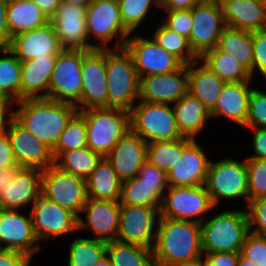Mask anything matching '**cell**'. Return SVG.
Returning a JSON list of instances; mask_svg holds the SVG:
<instances>
[{
	"mask_svg": "<svg viewBox=\"0 0 266 266\" xmlns=\"http://www.w3.org/2000/svg\"><path fill=\"white\" fill-rule=\"evenodd\" d=\"M152 253L155 266L201 261L203 252L200 223L159 218Z\"/></svg>",
	"mask_w": 266,
	"mask_h": 266,
	"instance_id": "cell-1",
	"label": "cell"
},
{
	"mask_svg": "<svg viewBox=\"0 0 266 266\" xmlns=\"http://www.w3.org/2000/svg\"><path fill=\"white\" fill-rule=\"evenodd\" d=\"M30 206L33 230L39 243L43 239L54 240L70 232L75 234L78 230V217L73 212L42 195Z\"/></svg>",
	"mask_w": 266,
	"mask_h": 266,
	"instance_id": "cell-15",
	"label": "cell"
},
{
	"mask_svg": "<svg viewBox=\"0 0 266 266\" xmlns=\"http://www.w3.org/2000/svg\"><path fill=\"white\" fill-rule=\"evenodd\" d=\"M165 11L167 12L166 18H163L161 22L170 30L189 39L193 24L191 9Z\"/></svg>",
	"mask_w": 266,
	"mask_h": 266,
	"instance_id": "cell-48",
	"label": "cell"
},
{
	"mask_svg": "<svg viewBox=\"0 0 266 266\" xmlns=\"http://www.w3.org/2000/svg\"><path fill=\"white\" fill-rule=\"evenodd\" d=\"M224 85L225 82L200 59L188 64V92L200 99L210 111Z\"/></svg>",
	"mask_w": 266,
	"mask_h": 266,
	"instance_id": "cell-30",
	"label": "cell"
},
{
	"mask_svg": "<svg viewBox=\"0 0 266 266\" xmlns=\"http://www.w3.org/2000/svg\"><path fill=\"white\" fill-rule=\"evenodd\" d=\"M249 232L266 236V197L249 201L246 206Z\"/></svg>",
	"mask_w": 266,
	"mask_h": 266,
	"instance_id": "cell-46",
	"label": "cell"
},
{
	"mask_svg": "<svg viewBox=\"0 0 266 266\" xmlns=\"http://www.w3.org/2000/svg\"><path fill=\"white\" fill-rule=\"evenodd\" d=\"M19 211L0 208V249L19 251L33 260L42 247L35 236L30 211L28 216Z\"/></svg>",
	"mask_w": 266,
	"mask_h": 266,
	"instance_id": "cell-17",
	"label": "cell"
},
{
	"mask_svg": "<svg viewBox=\"0 0 266 266\" xmlns=\"http://www.w3.org/2000/svg\"><path fill=\"white\" fill-rule=\"evenodd\" d=\"M152 37L162 48L177 57L183 64L188 65L199 59L193 52L188 38L170 30L162 22L158 23Z\"/></svg>",
	"mask_w": 266,
	"mask_h": 266,
	"instance_id": "cell-40",
	"label": "cell"
},
{
	"mask_svg": "<svg viewBox=\"0 0 266 266\" xmlns=\"http://www.w3.org/2000/svg\"><path fill=\"white\" fill-rule=\"evenodd\" d=\"M86 7L62 2L49 19L63 49L93 50L86 31Z\"/></svg>",
	"mask_w": 266,
	"mask_h": 266,
	"instance_id": "cell-20",
	"label": "cell"
},
{
	"mask_svg": "<svg viewBox=\"0 0 266 266\" xmlns=\"http://www.w3.org/2000/svg\"><path fill=\"white\" fill-rule=\"evenodd\" d=\"M107 242L95 238H75L69 244L68 266H94L106 255Z\"/></svg>",
	"mask_w": 266,
	"mask_h": 266,
	"instance_id": "cell-39",
	"label": "cell"
},
{
	"mask_svg": "<svg viewBox=\"0 0 266 266\" xmlns=\"http://www.w3.org/2000/svg\"><path fill=\"white\" fill-rule=\"evenodd\" d=\"M227 26L259 31L266 29V0H218Z\"/></svg>",
	"mask_w": 266,
	"mask_h": 266,
	"instance_id": "cell-28",
	"label": "cell"
},
{
	"mask_svg": "<svg viewBox=\"0 0 266 266\" xmlns=\"http://www.w3.org/2000/svg\"><path fill=\"white\" fill-rule=\"evenodd\" d=\"M266 127V92L252 88L249 98L248 117L245 123L247 128Z\"/></svg>",
	"mask_w": 266,
	"mask_h": 266,
	"instance_id": "cell-45",
	"label": "cell"
},
{
	"mask_svg": "<svg viewBox=\"0 0 266 266\" xmlns=\"http://www.w3.org/2000/svg\"><path fill=\"white\" fill-rule=\"evenodd\" d=\"M142 182L157 183V185H168L167 174L157 166L145 161L137 175Z\"/></svg>",
	"mask_w": 266,
	"mask_h": 266,
	"instance_id": "cell-51",
	"label": "cell"
},
{
	"mask_svg": "<svg viewBox=\"0 0 266 266\" xmlns=\"http://www.w3.org/2000/svg\"><path fill=\"white\" fill-rule=\"evenodd\" d=\"M31 261L32 259L22 252L0 249V266H31Z\"/></svg>",
	"mask_w": 266,
	"mask_h": 266,
	"instance_id": "cell-52",
	"label": "cell"
},
{
	"mask_svg": "<svg viewBox=\"0 0 266 266\" xmlns=\"http://www.w3.org/2000/svg\"><path fill=\"white\" fill-rule=\"evenodd\" d=\"M256 71L266 78V29L253 31L252 79Z\"/></svg>",
	"mask_w": 266,
	"mask_h": 266,
	"instance_id": "cell-49",
	"label": "cell"
},
{
	"mask_svg": "<svg viewBox=\"0 0 266 266\" xmlns=\"http://www.w3.org/2000/svg\"><path fill=\"white\" fill-rule=\"evenodd\" d=\"M86 182L88 198L109 201L120 200L122 180L105 157L100 160Z\"/></svg>",
	"mask_w": 266,
	"mask_h": 266,
	"instance_id": "cell-31",
	"label": "cell"
},
{
	"mask_svg": "<svg viewBox=\"0 0 266 266\" xmlns=\"http://www.w3.org/2000/svg\"><path fill=\"white\" fill-rule=\"evenodd\" d=\"M188 92V65L165 74L139 78V101L175 104Z\"/></svg>",
	"mask_w": 266,
	"mask_h": 266,
	"instance_id": "cell-19",
	"label": "cell"
},
{
	"mask_svg": "<svg viewBox=\"0 0 266 266\" xmlns=\"http://www.w3.org/2000/svg\"><path fill=\"white\" fill-rule=\"evenodd\" d=\"M217 48L231 54L252 76L253 32L226 26L220 35Z\"/></svg>",
	"mask_w": 266,
	"mask_h": 266,
	"instance_id": "cell-34",
	"label": "cell"
},
{
	"mask_svg": "<svg viewBox=\"0 0 266 266\" xmlns=\"http://www.w3.org/2000/svg\"><path fill=\"white\" fill-rule=\"evenodd\" d=\"M41 172L37 168L20 167L0 195V208L19 210L33 205L41 195Z\"/></svg>",
	"mask_w": 266,
	"mask_h": 266,
	"instance_id": "cell-25",
	"label": "cell"
},
{
	"mask_svg": "<svg viewBox=\"0 0 266 266\" xmlns=\"http://www.w3.org/2000/svg\"><path fill=\"white\" fill-rule=\"evenodd\" d=\"M215 208L205 185L192 187L169 186L160 208V218L202 223Z\"/></svg>",
	"mask_w": 266,
	"mask_h": 266,
	"instance_id": "cell-9",
	"label": "cell"
},
{
	"mask_svg": "<svg viewBox=\"0 0 266 266\" xmlns=\"http://www.w3.org/2000/svg\"><path fill=\"white\" fill-rule=\"evenodd\" d=\"M169 185L142 182L135 176L122 181L120 205L153 207L160 211L162 199Z\"/></svg>",
	"mask_w": 266,
	"mask_h": 266,
	"instance_id": "cell-32",
	"label": "cell"
},
{
	"mask_svg": "<svg viewBox=\"0 0 266 266\" xmlns=\"http://www.w3.org/2000/svg\"><path fill=\"white\" fill-rule=\"evenodd\" d=\"M85 118L87 147L105 157L130 129V112L118 108L79 111Z\"/></svg>",
	"mask_w": 266,
	"mask_h": 266,
	"instance_id": "cell-6",
	"label": "cell"
},
{
	"mask_svg": "<svg viewBox=\"0 0 266 266\" xmlns=\"http://www.w3.org/2000/svg\"><path fill=\"white\" fill-rule=\"evenodd\" d=\"M105 67L108 108L130 112L139 101V77L131 54L125 47L105 49Z\"/></svg>",
	"mask_w": 266,
	"mask_h": 266,
	"instance_id": "cell-3",
	"label": "cell"
},
{
	"mask_svg": "<svg viewBox=\"0 0 266 266\" xmlns=\"http://www.w3.org/2000/svg\"><path fill=\"white\" fill-rule=\"evenodd\" d=\"M9 0H0V49L8 48L11 35L7 26V5Z\"/></svg>",
	"mask_w": 266,
	"mask_h": 266,
	"instance_id": "cell-55",
	"label": "cell"
},
{
	"mask_svg": "<svg viewBox=\"0 0 266 266\" xmlns=\"http://www.w3.org/2000/svg\"><path fill=\"white\" fill-rule=\"evenodd\" d=\"M118 6L125 27L136 34L135 30L142 26V21L150 14V8H160L161 0H118Z\"/></svg>",
	"mask_w": 266,
	"mask_h": 266,
	"instance_id": "cell-43",
	"label": "cell"
},
{
	"mask_svg": "<svg viewBox=\"0 0 266 266\" xmlns=\"http://www.w3.org/2000/svg\"><path fill=\"white\" fill-rule=\"evenodd\" d=\"M157 218V219H156ZM160 211L153 207L120 205L118 241L153 249Z\"/></svg>",
	"mask_w": 266,
	"mask_h": 266,
	"instance_id": "cell-16",
	"label": "cell"
},
{
	"mask_svg": "<svg viewBox=\"0 0 266 266\" xmlns=\"http://www.w3.org/2000/svg\"><path fill=\"white\" fill-rule=\"evenodd\" d=\"M86 31L92 49H108L113 39V48L124 47L132 33L125 27L118 0H94L86 8ZM92 40V41H90ZM93 41H96L95 44ZM93 42V43H92Z\"/></svg>",
	"mask_w": 266,
	"mask_h": 266,
	"instance_id": "cell-5",
	"label": "cell"
},
{
	"mask_svg": "<svg viewBox=\"0 0 266 266\" xmlns=\"http://www.w3.org/2000/svg\"><path fill=\"white\" fill-rule=\"evenodd\" d=\"M102 158L101 154L85 146L63 152L54 161V165L63 172L86 180Z\"/></svg>",
	"mask_w": 266,
	"mask_h": 266,
	"instance_id": "cell-36",
	"label": "cell"
},
{
	"mask_svg": "<svg viewBox=\"0 0 266 266\" xmlns=\"http://www.w3.org/2000/svg\"><path fill=\"white\" fill-rule=\"evenodd\" d=\"M94 266H112L107 255L101 258Z\"/></svg>",
	"mask_w": 266,
	"mask_h": 266,
	"instance_id": "cell-62",
	"label": "cell"
},
{
	"mask_svg": "<svg viewBox=\"0 0 266 266\" xmlns=\"http://www.w3.org/2000/svg\"><path fill=\"white\" fill-rule=\"evenodd\" d=\"M240 252H203L204 266H238Z\"/></svg>",
	"mask_w": 266,
	"mask_h": 266,
	"instance_id": "cell-50",
	"label": "cell"
},
{
	"mask_svg": "<svg viewBox=\"0 0 266 266\" xmlns=\"http://www.w3.org/2000/svg\"><path fill=\"white\" fill-rule=\"evenodd\" d=\"M238 266H259L256 263H254L253 261L244 258L241 254L239 255V259H238Z\"/></svg>",
	"mask_w": 266,
	"mask_h": 266,
	"instance_id": "cell-61",
	"label": "cell"
},
{
	"mask_svg": "<svg viewBox=\"0 0 266 266\" xmlns=\"http://www.w3.org/2000/svg\"><path fill=\"white\" fill-rule=\"evenodd\" d=\"M251 81L225 83L216 105L210 111L211 118L225 117L226 120L245 128L248 117Z\"/></svg>",
	"mask_w": 266,
	"mask_h": 266,
	"instance_id": "cell-26",
	"label": "cell"
},
{
	"mask_svg": "<svg viewBox=\"0 0 266 266\" xmlns=\"http://www.w3.org/2000/svg\"><path fill=\"white\" fill-rule=\"evenodd\" d=\"M199 59L225 83L252 81L250 72L242 64L217 47L206 51Z\"/></svg>",
	"mask_w": 266,
	"mask_h": 266,
	"instance_id": "cell-35",
	"label": "cell"
},
{
	"mask_svg": "<svg viewBox=\"0 0 266 266\" xmlns=\"http://www.w3.org/2000/svg\"><path fill=\"white\" fill-rule=\"evenodd\" d=\"M14 103L0 96V134L5 132L10 120L13 118Z\"/></svg>",
	"mask_w": 266,
	"mask_h": 266,
	"instance_id": "cell-56",
	"label": "cell"
},
{
	"mask_svg": "<svg viewBox=\"0 0 266 266\" xmlns=\"http://www.w3.org/2000/svg\"><path fill=\"white\" fill-rule=\"evenodd\" d=\"M106 255L112 266H155L152 249L136 244L109 241Z\"/></svg>",
	"mask_w": 266,
	"mask_h": 266,
	"instance_id": "cell-37",
	"label": "cell"
},
{
	"mask_svg": "<svg viewBox=\"0 0 266 266\" xmlns=\"http://www.w3.org/2000/svg\"><path fill=\"white\" fill-rule=\"evenodd\" d=\"M210 161L197 140L184 138V151L180 160L167 173L168 185L178 187L205 185Z\"/></svg>",
	"mask_w": 266,
	"mask_h": 266,
	"instance_id": "cell-22",
	"label": "cell"
},
{
	"mask_svg": "<svg viewBox=\"0 0 266 266\" xmlns=\"http://www.w3.org/2000/svg\"><path fill=\"white\" fill-rule=\"evenodd\" d=\"M206 190L216 207L222 199L244 198L248 204V171L246 160L238 161L227 157L210 161L205 182Z\"/></svg>",
	"mask_w": 266,
	"mask_h": 266,
	"instance_id": "cell-8",
	"label": "cell"
},
{
	"mask_svg": "<svg viewBox=\"0 0 266 266\" xmlns=\"http://www.w3.org/2000/svg\"><path fill=\"white\" fill-rule=\"evenodd\" d=\"M94 0H62V2L67 4H75L84 7H88Z\"/></svg>",
	"mask_w": 266,
	"mask_h": 266,
	"instance_id": "cell-60",
	"label": "cell"
},
{
	"mask_svg": "<svg viewBox=\"0 0 266 266\" xmlns=\"http://www.w3.org/2000/svg\"><path fill=\"white\" fill-rule=\"evenodd\" d=\"M19 168L20 166H13L8 169H0V195L7 184L11 182Z\"/></svg>",
	"mask_w": 266,
	"mask_h": 266,
	"instance_id": "cell-59",
	"label": "cell"
},
{
	"mask_svg": "<svg viewBox=\"0 0 266 266\" xmlns=\"http://www.w3.org/2000/svg\"><path fill=\"white\" fill-rule=\"evenodd\" d=\"M87 126L84 116L76 112L66 124L65 130L52 150L54 161L65 151L75 150L87 146Z\"/></svg>",
	"mask_w": 266,
	"mask_h": 266,
	"instance_id": "cell-42",
	"label": "cell"
},
{
	"mask_svg": "<svg viewBox=\"0 0 266 266\" xmlns=\"http://www.w3.org/2000/svg\"><path fill=\"white\" fill-rule=\"evenodd\" d=\"M192 29L189 44L200 58L206 51L217 47L218 40L227 26L218 0H201L191 8Z\"/></svg>",
	"mask_w": 266,
	"mask_h": 266,
	"instance_id": "cell-12",
	"label": "cell"
},
{
	"mask_svg": "<svg viewBox=\"0 0 266 266\" xmlns=\"http://www.w3.org/2000/svg\"><path fill=\"white\" fill-rule=\"evenodd\" d=\"M214 215L200 224L202 252H240L249 233L246 211L227 209Z\"/></svg>",
	"mask_w": 266,
	"mask_h": 266,
	"instance_id": "cell-4",
	"label": "cell"
},
{
	"mask_svg": "<svg viewBox=\"0 0 266 266\" xmlns=\"http://www.w3.org/2000/svg\"><path fill=\"white\" fill-rule=\"evenodd\" d=\"M172 107L181 136L196 140V136L207 127V121L211 118L210 110L189 92L172 104Z\"/></svg>",
	"mask_w": 266,
	"mask_h": 266,
	"instance_id": "cell-29",
	"label": "cell"
},
{
	"mask_svg": "<svg viewBox=\"0 0 266 266\" xmlns=\"http://www.w3.org/2000/svg\"><path fill=\"white\" fill-rule=\"evenodd\" d=\"M0 96L13 103L20 101L21 61L9 50L1 48Z\"/></svg>",
	"mask_w": 266,
	"mask_h": 266,
	"instance_id": "cell-38",
	"label": "cell"
},
{
	"mask_svg": "<svg viewBox=\"0 0 266 266\" xmlns=\"http://www.w3.org/2000/svg\"><path fill=\"white\" fill-rule=\"evenodd\" d=\"M41 195L79 217L88 200L87 182L53 165L41 172Z\"/></svg>",
	"mask_w": 266,
	"mask_h": 266,
	"instance_id": "cell-10",
	"label": "cell"
},
{
	"mask_svg": "<svg viewBox=\"0 0 266 266\" xmlns=\"http://www.w3.org/2000/svg\"><path fill=\"white\" fill-rule=\"evenodd\" d=\"M240 254L259 266H266V236L249 232L241 247Z\"/></svg>",
	"mask_w": 266,
	"mask_h": 266,
	"instance_id": "cell-47",
	"label": "cell"
},
{
	"mask_svg": "<svg viewBox=\"0 0 266 266\" xmlns=\"http://www.w3.org/2000/svg\"><path fill=\"white\" fill-rule=\"evenodd\" d=\"M146 155V141L129 129L105 158L124 181L138 175V171L146 161Z\"/></svg>",
	"mask_w": 266,
	"mask_h": 266,
	"instance_id": "cell-23",
	"label": "cell"
},
{
	"mask_svg": "<svg viewBox=\"0 0 266 266\" xmlns=\"http://www.w3.org/2000/svg\"><path fill=\"white\" fill-rule=\"evenodd\" d=\"M124 47L131 54L138 77L165 74L178 70L183 63L154 39L130 35Z\"/></svg>",
	"mask_w": 266,
	"mask_h": 266,
	"instance_id": "cell-14",
	"label": "cell"
},
{
	"mask_svg": "<svg viewBox=\"0 0 266 266\" xmlns=\"http://www.w3.org/2000/svg\"><path fill=\"white\" fill-rule=\"evenodd\" d=\"M130 129L146 143L183 138L171 104L139 101L130 111Z\"/></svg>",
	"mask_w": 266,
	"mask_h": 266,
	"instance_id": "cell-7",
	"label": "cell"
},
{
	"mask_svg": "<svg viewBox=\"0 0 266 266\" xmlns=\"http://www.w3.org/2000/svg\"><path fill=\"white\" fill-rule=\"evenodd\" d=\"M83 50L63 49L57 55L48 88V99L76 104L82 91Z\"/></svg>",
	"mask_w": 266,
	"mask_h": 266,
	"instance_id": "cell-11",
	"label": "cell"
},
{
	"mask_svg": "<svg viewBox=\"0 0 266 266\" xmlns=\"http://www.w3.org/2000/svg\"><path fill=\"white\" fill-rule=\"evenodd\" d=\"M251 134L253 133L252 147L254 153L250 157L255 159H266V127L265 128H248Z\"/></svg>",
	"mask_w": 266,
	"mask_h": 266,
	"instance_id": "cell-53",
	"label": "cell"
},
{
	"mask_svg": "<svg viewBox=\"0 0 266 266\" xmlns=\"http://www.w3.org/2000/svg\"><path fill=\"white\" fill-rule=\"evenodd\" d=\"M173 266H204L202 260L197 261L194 263H188V264H178V265H173Z\"/></svg>",
	"mask_w": 266,
	"mask_h": 266,
	"instance_id": "cell-63",
	"label": "cell"
},
{
	"mask_svg": "<svg viewBox=\"0 0 266 266\" xmlns=\"http://www.w3.org/2000/svg\"><path fill=\"white\" fill-rule=\"evenodd\" d=\"M49 23L48 17L32 0H9L7 5V26L11 37L40 28Z\"/></svg>",
	"mask_w": 266,
	"mask_h": 266,
	"instance_id": "cell-33",
	"label": "cell"
},
{
	"mask_svg": "<svg viewBox=\"0 0 266 266\" xmlns=\"http://www.w3.org/2000/svg\"><path fill=\"white\" fill-rule=\"evenodd\" d=\"M14 105L13 118L51 150L58 143L68 121L77 112L74 104L48 98L25 99Z\"/></svg>",
	"mask_w": 266,
	"mask_h": 266,
	"instance_id": "cell-2",
	"label": "cell"
},
{
	"mask_svg": "<svg viewBox=\"0 0 266 266\" xmlns=\"http://www.w3.org/2000/svg\"><path fill=\"white\" fill-rule=\"evenodd\" d=\"M81 75L82 91L75 104L77 111L108 108L105 49L83 50Z\"/></svg>",
	"mask_w": 266,
	"mask_h": 266,
	"instance_id": "cell-13",
	"label": "cell"
},
{
	"mask_svg": "<svg viewBox=\"0 0 266 266\" xmlns=\"http://www.w3.org/2000/svg\"><path fill=\"white\" fill-rule=\"evenodd\" d=\"M8 48L20 61L58 54L63 50L50 22L40 28L14 35Z\"/></svg>",
	"mask_w": 266,
	"mask_h": 266,
	"instance_id": "cell-24",
	"label": "cell"
},
{
	"mask_svg": "<svg viewBox=\"0 0 266 266\" xmlns=\"http://www.w3.org/2000/svg\"><path fill=\"white\" fill-rule=\"evenodd\" d=\"M248 202L266 197V159L246 158Z\"/></svg>",
	"mask_w": 266,
	"mask_h": 266,
	"instance_id": "cell-44",
	"label": "cell"
},
{
	"mask_svg": "<svg viewBox=\"0 0 266 266\" xmlns=\"http://www.w3.org/2000/svg\"><path fill=\"white\" fill-rule=\"evenodd\" d=\"M81 213L85 214V217H78V230L88 229L95 239L105 242L117 239L120 222L119 201L88 198Z\"/></svg>",
	"mask_w": 266,
	"mask_h": 266,
	"instance_id": "cell-21",
	"label": "cell"
},
{
	"mask_svg": "<svg viewBox=\"0 0 266 266\" xmlns=\"http://www.w3.org/2000/svg\"><path fill=\"white\" fill-rule=\"evenodd\" d=\"M184 151V138L147 143L146 160L166 174L176 165Z\"/></svg>",
	"mask_w": 266,
	"mask_h": 266,
	"instance_id": "cell-41",
	"label": "cell"
},
{
	"mask_svg": "<svg viewBox=\"0 0 266 266\" xmlns=\"http://www.w3.org/2000/svg\"><path fill=\"white\" fill-rule=\"evenodd\" d=\"M58 54L21 61L20 101L48 98V88Z\"/></svg>",
	"mask_w": 266,
	"mask_h": 266,
	"instance_id": "cell-27",
	"label": "cell"
},
{
	"mask_svg": "<svg viewBox=\"0 0 266 266\" xmlns=\"http://www.w3.org/2000/svg\"><path fill=\"white\" fill-rule=\"evenodd\" d=\"M40 9L41 11L50 19L57 8L61 5L62 0H32Z\"/></svg>",
	"mask_w": 266,
	"mask_h": 266,
	"instance_id": "cell-58",
	"label": "cell"
},
{
	"mask_svg": "<svg viewBox=\"0 0 266 266\" xmlns=\"http://www.w3.org/2000/svg\"><path fill=\"white\" fill-rule=\"evenodd\" d=\"M19 166L14 158L13 151L5 133L0 134V169Z\"/></svg>",
	"mask_w": 266,
	"mask_h": 266,
	"instance_id": "cell-54",
	"label": "cell"
},
{
	"mask_svg": "<svg viewBox=\"0 0 266 266\" xmlns=\"http://www.w3.org/2000/svg\"><path fill=\"white\" fill-rule=\"evenodd\" d=\"M201 0H161V10L191 9Z\"/></svg>",
	"mask_w": 266,
	"mask_h": 266,
	"instance_id": "cell-57",
	"label": "cell"
},
{
	"mask_svg": "<svg viewBox=\"0 0 266 266\" xmlns=\"http://www.w3.org/2000/svg\"><path fill=\"white\" fill-rule=\"evenodd\" d=\"M20 167L44 170L54 165L52 150L12 118L4 132Z\"/></svg>",
	"mask_w": 266,
	"mask_h": 266,
	"instance_id": "cell-18",
	"label": "cell"
}]
</instances>
